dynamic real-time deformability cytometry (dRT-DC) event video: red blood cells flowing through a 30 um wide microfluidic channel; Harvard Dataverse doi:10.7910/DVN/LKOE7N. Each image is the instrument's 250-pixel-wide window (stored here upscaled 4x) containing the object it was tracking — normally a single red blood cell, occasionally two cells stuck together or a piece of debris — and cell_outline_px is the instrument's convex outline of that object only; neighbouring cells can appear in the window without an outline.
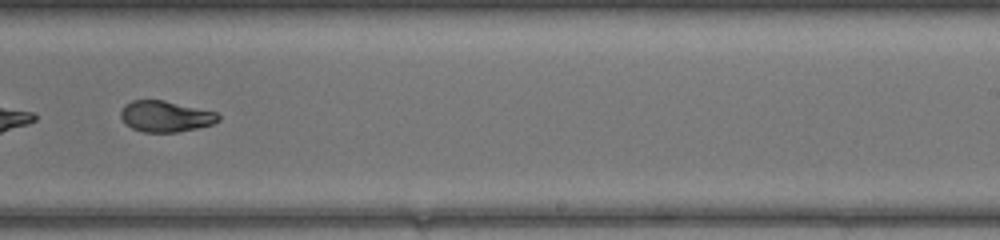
{"species": "common noctule bat (a hibernating species)", "species_latin": "Nyctalus noctula", "temperature_condition": "warm", "stored_images_in_passage": 31, "camera_frame_rate_fps": 3000, "um_per_image_px": 0.085, "animal": {"sex": "female", "body_mass_g": 17.0, "forearm_length_mm": 48.0}, "frame": {"image": 1, "passage_image": 18, "time_ms": 5.667, "image_size_px": [1000, 240], "cell_outline_px": [[220, 120], [212, 124], [196, 128], [176, 132], [144, 132], [132, 128], [124, 124], [120, 116], [120, 112], [124, 104], [132, 100], [164, 100], [216, 112], [220, 116]], "centroid_in_image_um": [14.03, 9.88], "position_along_channel_um": 275.0, "area_um2": 17.69}}